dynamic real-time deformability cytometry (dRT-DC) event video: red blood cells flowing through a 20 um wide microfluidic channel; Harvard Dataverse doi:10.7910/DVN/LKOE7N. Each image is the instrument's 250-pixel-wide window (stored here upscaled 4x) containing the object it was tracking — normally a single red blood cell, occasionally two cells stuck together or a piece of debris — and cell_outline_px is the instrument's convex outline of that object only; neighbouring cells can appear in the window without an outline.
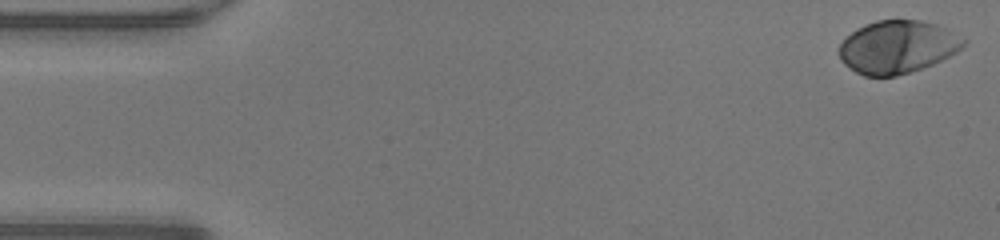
{"species": "human", "species_latin": "Homo sapiens", "temperature_condition": "warm", "stored_images_in_passage": 48, "camera_frame_rate_fps": 3000, "um_per_image_px": 0.085, "donor": {"sex": "male"}, "frame": {"image": 1, "passage_image": 1, "time_ms": 0.0, "image_size_px": [1000, 240], "cell_outline_px": [[968, 40], [956, 52], [932, 64], [896, 76], [864, 76], [856, 72], [844, 64], [840, 60], [840, 44], [856, 28], [864, 24], [876, 20], [920, 20], [936, 24], [948, 28]], "centroid_in_image_um": [76.29, 3.97], "position_along_channel_um": 8.7, "area_um2": 38.15}}
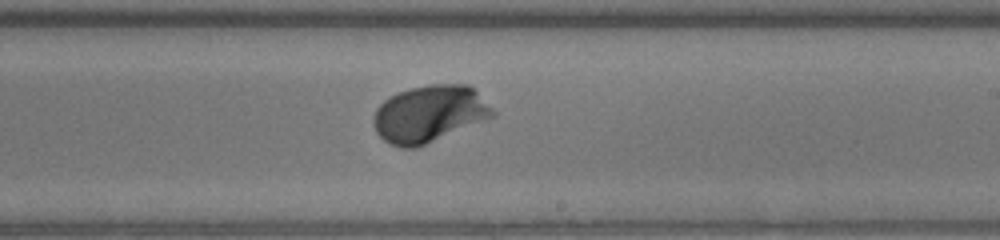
{"frame": {"image": 2, "passage_image": 28, "time_ms": 9.0, "image_size_px": [1000, 240], "cell_outline_px": [[496, 116], [416, 148], [400, 148], [384, 140], [376, 132], [372, 120], [376, 108], [384, 100], [396, 92], [412, 88], [432, 84], [468, 84], [496, 112]], "centroid_in_image_um": [36.48, 9.68], "position_along_channel_um": 252.5, "area_um2": 39.42}}
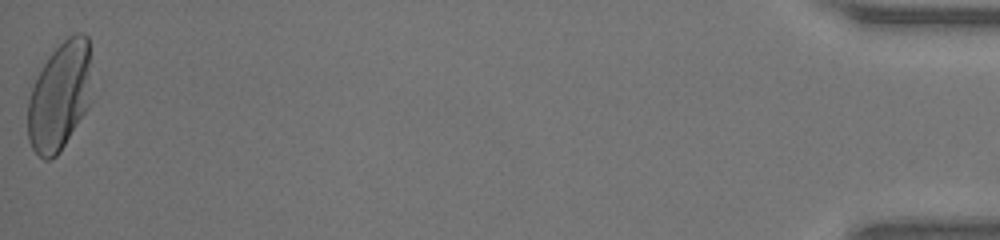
{"frame": {"image": 3, "passage_image": 48, "time_ms": 15.667, "image_size_px": [1000, 240], "cell_outline_px": [[88, 108], [60, 152], [52, 160], [44, 160], [32, 148], [28, 140], [28, 100], [32, 88], [48, 56], [68, 36], [76, 32], [84, 32], [88, 36]], "centroid_in_image_um": [5.03, 8.22], "position_along_channel_um": 430.2, "area_um2": 39.59}, "authors_computed_cell_mechanics": {"area_um2": 37.3099, "velocity_mm_per_s": 4.2695, "shape_relaxation_time_tau1_ms": 1.4383, "shape_relaxation_time_tau2_ms": null, "deformation_change_tau1": 0.1425, "deformation_change_tau2": null}}